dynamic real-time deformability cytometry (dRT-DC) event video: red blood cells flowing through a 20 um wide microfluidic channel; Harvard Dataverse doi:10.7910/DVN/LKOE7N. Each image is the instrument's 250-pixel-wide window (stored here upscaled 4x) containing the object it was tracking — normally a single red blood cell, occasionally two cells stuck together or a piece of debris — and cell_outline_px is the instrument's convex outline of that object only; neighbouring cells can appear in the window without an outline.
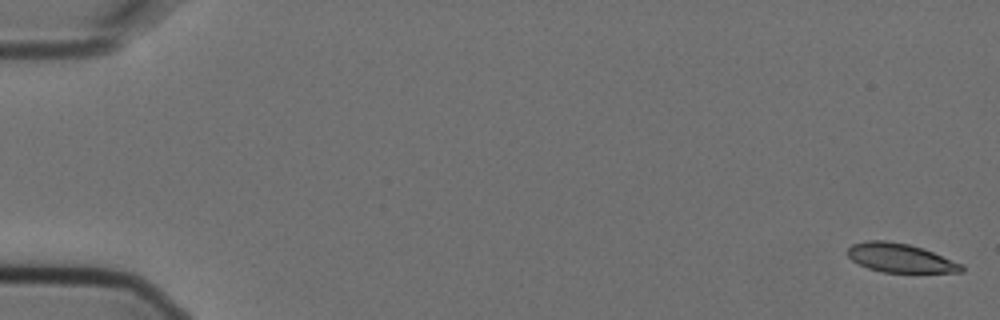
{"species": "Egyptian fruit bat (a non-hibernating species)", "species_latin": "Rousettus aegyptiacus", "temperature_condition": "cold", "stored_images_in_passage": 6, "camera_frame_rate_fps": 3000, "um_per_image_px": 0.085, "animal": {"sex": "female"}, "frame": {"image": 1, "passage_image": 1, "time_ms": 0.0, "image_size_px": [1000, 320], "cell_outline_px": [[964, 272], [884, 272], [868, 268], [852, 260], [844, 252], [852, 244], [868, 240], [884, 240], [908, 244], [932, 252], [964, 264]], "centroid_in_image_um": [76.5, 21.92], "position_along_channel_um": 8.5, "area_um2": 19.07}}